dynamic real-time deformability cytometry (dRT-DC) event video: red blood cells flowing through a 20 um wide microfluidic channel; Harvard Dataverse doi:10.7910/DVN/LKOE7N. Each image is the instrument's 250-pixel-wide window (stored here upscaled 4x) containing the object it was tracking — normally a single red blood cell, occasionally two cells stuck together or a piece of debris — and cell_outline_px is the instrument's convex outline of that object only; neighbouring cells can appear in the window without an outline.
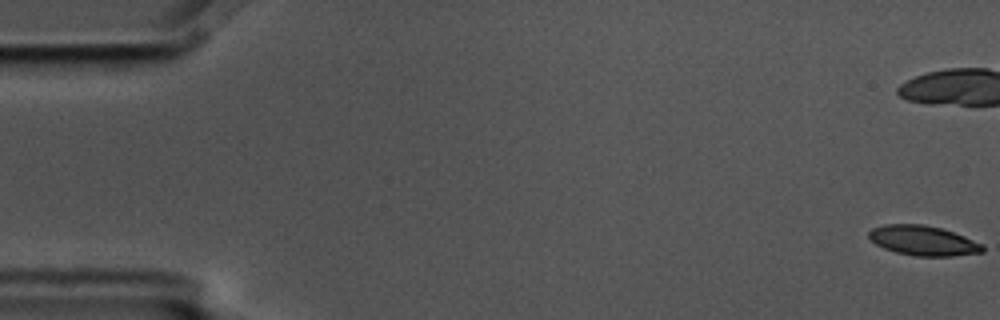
{"species": "common noctule bat (a hibernating species)", "species_latin": "Nyctalus noctula", "temperature_condition": "cold", "stored_images_in_passage": 3, "camera_frame_rate_fps": 3000, "um_per_image_px": 0.085, "animal": {"sex": "male", "body_mass_g": 17.5, "forearm_length_mm": 52.3}, "frame": {"image": 1, "passage_image": 1, "time_ms": 0.0, "image_size_px": [1000, 320], "cell_outline_px": [[984, 252], [952, 256], [916, 256], [896, 252], [884, 248], [876, 244], [868, 236], [868, 232], [872, 228], [884, 224], [924, 224], [940, 228], [964, 236], [984, 244]], "centroid_in_image_um": [78.48, 20.45], "position_along_channel_um": 6.5, "area_um2": 19.77}}